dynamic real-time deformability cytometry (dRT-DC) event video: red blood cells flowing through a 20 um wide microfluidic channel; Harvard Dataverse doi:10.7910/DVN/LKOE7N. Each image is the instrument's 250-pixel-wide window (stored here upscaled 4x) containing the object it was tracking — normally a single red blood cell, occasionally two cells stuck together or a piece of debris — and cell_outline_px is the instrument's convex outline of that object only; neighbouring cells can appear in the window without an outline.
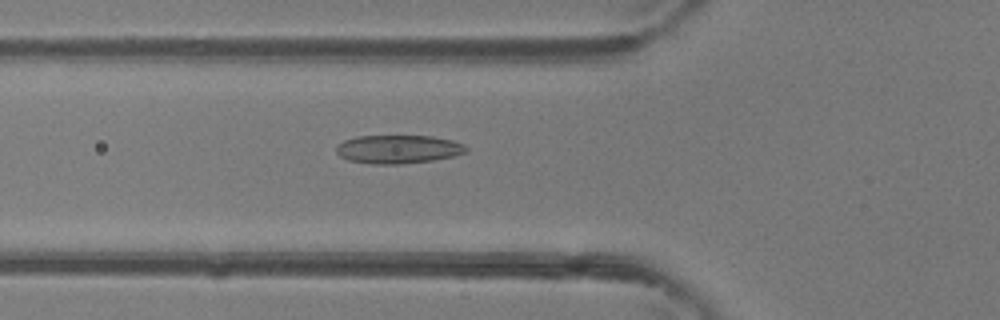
{"species": "common noctule bat (a hibernating species)", "species_latin": "Nyctalus noctula", "temperature_condition": "room temperature", "stored_images_in_passage": 47, "camera_frame_rate_fps": 3000, "um_per_image_px": 0.085, "animal": {"sex": "female"}, "frame": {"image": 1, "passage_image": 17, "time_ms": 5.333, "image_size_px": [1000, 320], "cell_outline_px": [[468, 152], [452, 156], [432, 160], [400, 164], [372, 164], [348, 160], [340, 156], [336, 152], [336, 148], [344, 140], [356, 136], [432, 136], [452, 140], [464, 144], [468, 148]], "centroid_in_image_um": [33.85, 12.68], "position_along_channel_um": 91.9, "area_um2": 21.5}}
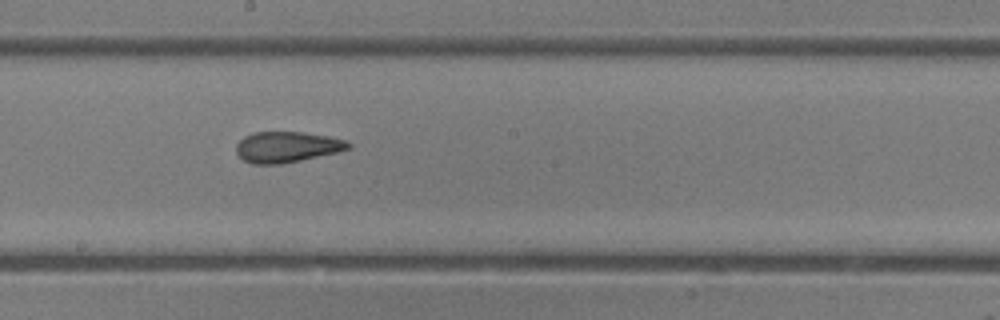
{"frame": {"image": 2, "passage_image": 26, "time_ms": 8.333, "image_size_px": [1000, 320], "cell_outline_px": [[352, 148], [336, 152], [300, 160], [280, 164], [252, 164], [244, 160], [236, 152], [236, 144], [244, 136], [252, 132], [304, 132], [328, 136], [348, 140], [352, 144]], "centroid_in_image_um": [24.4, 12.48], "position_along_channel_um": 223.8, "area_um2": 20.17}}
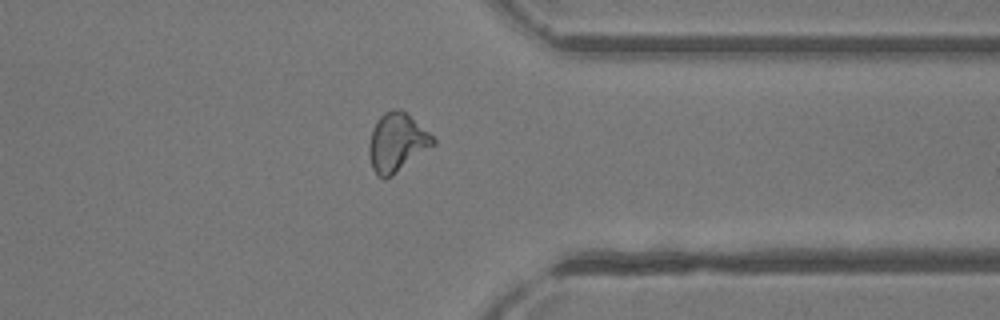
{"frame": {"image": 3, "passage_image": 37, "time_ms": 12.0, "image_size_px": [1000, 320], "cell_outline_px": [[436, 144], [392, 176], [384, 180], [372, 168], [368, 152], [368, 144], [372, 128], [376, 120], [384, 112], [392, 108], [400, 108], [428, 132], [436, 140]], "centroid_in_image_um": [33.71, 12.11], "position_along_channel_um": 377.7, "area_um2": 21.91}}